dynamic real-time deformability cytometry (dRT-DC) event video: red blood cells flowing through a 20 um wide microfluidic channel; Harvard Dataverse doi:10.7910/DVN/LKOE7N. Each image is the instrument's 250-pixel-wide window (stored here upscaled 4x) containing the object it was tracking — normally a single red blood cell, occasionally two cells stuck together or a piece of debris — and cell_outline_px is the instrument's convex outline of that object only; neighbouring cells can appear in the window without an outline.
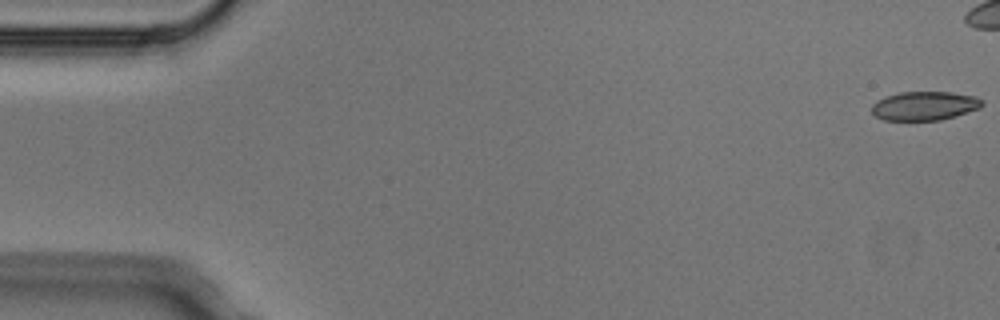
{"species": "Egyptian fruit bat (a non-hibernating species)", "species_latin": "Rousettus aegyptiacus", "temperature_condition": "cold", "stored_images_in_passage": 10, "camera_frame_rate_fps": 3000, "um_per_image_px": 0.085, "animal": {"sex": "male"}, "frame": {"image": 1, "passage_image": 1, "time_ms": 0.0, "image_size_px": [1000, 320], "cell_outline_px": [[984, 104], [980, 108], [956, 116], [940, 120], [884, 120], [876, 116], [872, 112], [872, 104], [876, 100], [884, 96], [900, 92], [952, 92], [976, 96], [984, 100]], "centroid_in_image_um": [78.6, 8.99], "position_along_channel_um": 6.4, "area_um2": 18.79}}
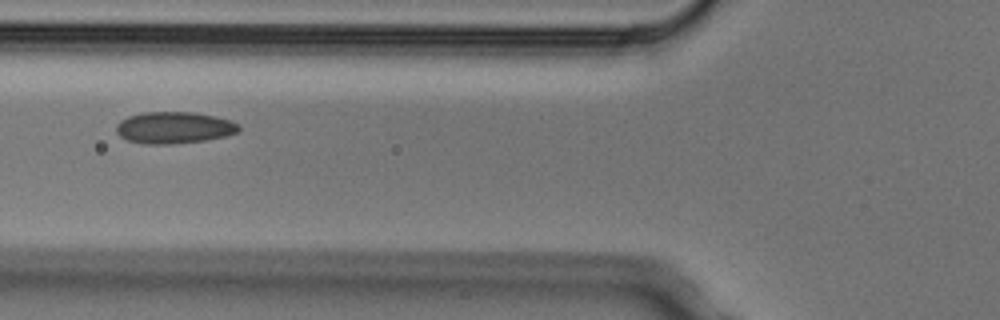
{"frame": {"image": 2, "passage_image": 7, "time_ms": 2.0, "image_size_px": [1000, 320], "cell_outline_px": [[240, 128], [236, 132], [224, 136], [204, 140], [172, 144], [144, 144], [128, 140], [120, 136], [116, 132], [116, 124], [120, 120], [128, 116], [144, 112], [196, 112], [216, 116], [232, 120], [240, 124]], "centroid_in_image_um": [14.79, 10.84], "position_along_channel_um": 111.0, "area_um2": 22.77}}
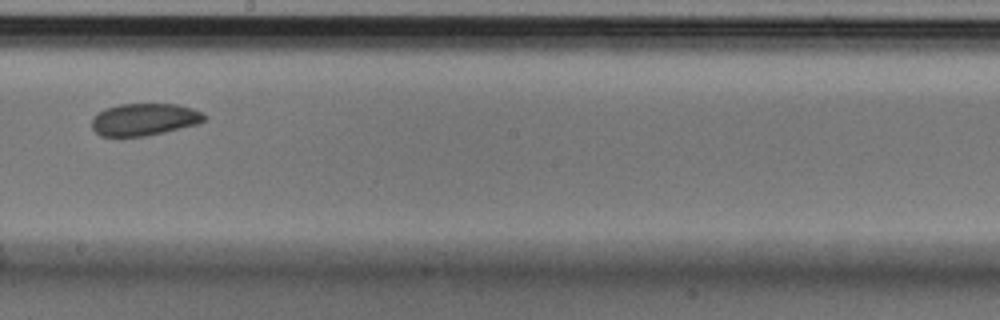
{"frame": {"image": 3, "passage_image": 10, "time_ms": 3.0, "image_size_px": [1000, 320], "cell_outline_px": [[208, 116], [204, 120], [196, 124], [164, 132], [144, 136], [100, 136], [92, 128], [92, 116], [96, 112], [104, 108], [120, 104], [176, 104], [192, 108], [204, 112]], "centroid_in_image_um": [12.24, 10.14], "position_along_channel_um": 236.0, "area_um2": 21.21}}